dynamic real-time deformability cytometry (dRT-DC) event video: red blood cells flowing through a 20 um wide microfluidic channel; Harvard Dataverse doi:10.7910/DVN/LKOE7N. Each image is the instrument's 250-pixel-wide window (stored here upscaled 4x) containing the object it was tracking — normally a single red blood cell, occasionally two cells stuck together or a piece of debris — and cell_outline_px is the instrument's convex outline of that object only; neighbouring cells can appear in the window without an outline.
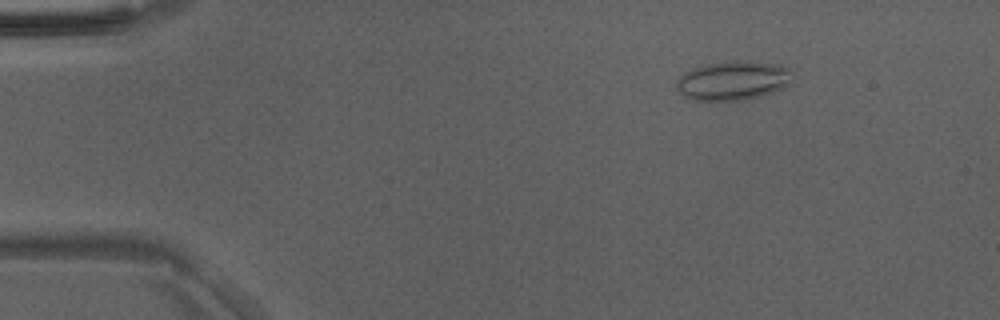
{"species": "Egyptian fruit bat (a non-hibernating species)", "species_latin": "Rousettus aegyptiacus", "temperature_condition": "room temperature", "stored_images_in_passage": 49, "camera_frame_rate_fps": 3000, "um_per_image_px": 0.085, "animal": {"sex": "male"}, "frame": {"image": 1, "passage_image": 7, "time_ms": 2.0, "image_size_px": [1000, 320], "cell_outline_px": [[788, 68], [784, 88], [760, 96], [744, 100], [692, 100], [684, 96], [676, 88], [676, 80], [684, 72], [692, 68], [708, 64], [732, 60], [744, 60], [780, 64]], "centroid_in_image_um": [62.21, 6.84], "position_along_channel_um": 22.8, "area_um2": 26.13}}
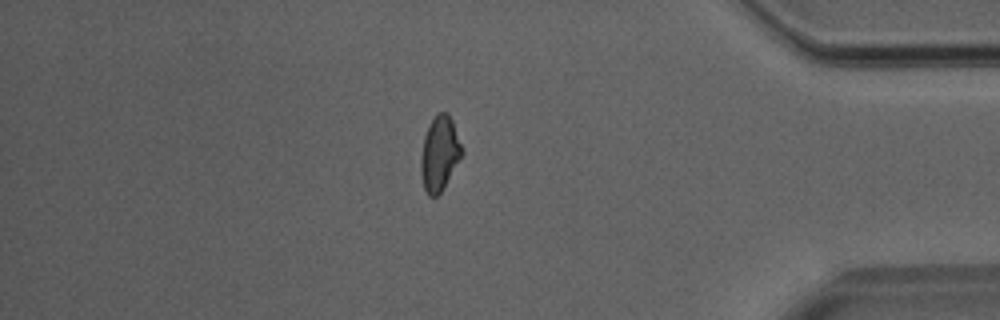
{"frame": {"image": 2, "passage_image": 42, "time_ms": 13.667, "image_size_px": [1000, 320], "cell_outline_px": [[464, 152], [440, 192], [436, 196], [428, 196], [424, 188], [420, 172], [420, 156], [424, 136], [436, 112], [448, 112], [452, 120], [464, 148]], "centroid_in_image_um": [37.36, 13.02], "position_along_channel_um": 397.8, "area_um2": 17.86}}
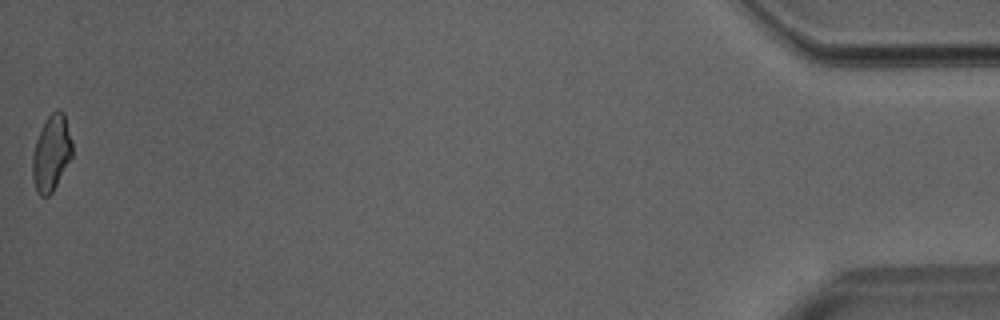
{"frame": {"image": 3, "passage_image": 49, "time_ms": 16.0, "image_size_px": [1000, 320], "cell_outline_px": [[72, 156], [52, 192], [48, 196], [40, 196], [36, 192], [32, 176], [32, 156], [36, 140], [44, 120], [56, 108], [64, 112], [72, 140]], "centroid_in_image_um": [4.36, 12.99], "position_along_channel_um": 430.8, "area_um2": 17.69}}